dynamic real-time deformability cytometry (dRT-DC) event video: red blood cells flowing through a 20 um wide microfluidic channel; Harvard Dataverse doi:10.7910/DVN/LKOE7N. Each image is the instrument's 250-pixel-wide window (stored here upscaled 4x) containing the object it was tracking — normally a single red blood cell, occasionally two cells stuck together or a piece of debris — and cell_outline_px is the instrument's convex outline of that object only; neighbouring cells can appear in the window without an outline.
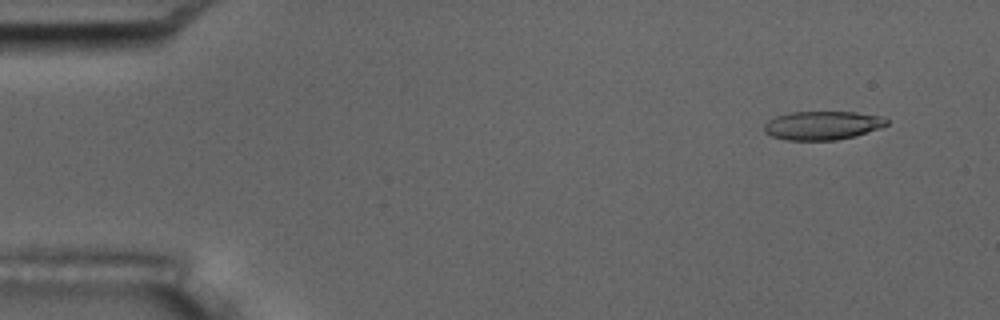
{"species": "common noctule bat (a hibernating species)", "species_latin": "Nyctalus noctula", "temperature_condition": "room temperature", "stored_images_in_passage": 8, "camera_frame_rate_fps": 3000, "um_per_image_px": 0.085, "animal": {"sex": "male", "body_mass_g": 17.5, "forearm_length_mm": 52.3}, "frame": {"image": 1, "passage_image": 2, "time_ms": 1.333, "image_size_px": [1000, 320], "cell_outline_px": [[888, 124], [880, 128], [856, 136], [836, 140], [788, 140], [772, 136], [764, 132], [764, 124], [768, 120], [776, 116], [792, 112], [856, 112], [880, 116], [888, 120]], "centroid_in_image_um": [69.91, 10.66], "position_along_channel_um": 15.1, "area_um2": 20.46}}